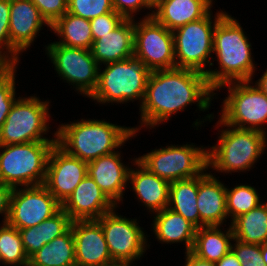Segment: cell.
I'll use <instances>...</instances> for the list:
<instances>
[{
    "label": "cell",
    "instance_id": "obj_1",
    "mask_svg": "<svg viewBox=\"0 0 267 266\" xmlns=\"http://www.w3.org/2000/svg\"><path fill=\"white\" fill-rule=\"evenodd\" d=\"M205 74L184 68L151 71L145 95L140 104L141 127L164 124L172 114L184 111L197 102L200 111L209 109L216 95ZM214 93V94H213Z\"/></svg>",
    "mask_w": 267,
    "mask_h": 266
},
{
    "label": "cell",
    "instance_id": "obj_2",
    "mask_svg": "<svg viewBox=\"0 0 267 266\" xmlns=\"http://www.w3.org/2000/svg\"><path fill=\"white\" fill-rule=\"evenodd\" d=\"M239 22L225 13L216 23L213 52L220 70H207L206 77L215 91L230 82L252 81L255 72L251 44Z\"/></svg>",
    "mask_w": 267,
    "mask_h": 266
},
{
    "label": "cell",
    "instance_id": "obj_3",
    "mask_svg": "<svg viewBox=\"0 0 267 266\" xmlns=\"http://www.w3.org/2000/svg\"><path fill=\"white\" fill-rule=\"evenodd\" d=\"M140 127L118 126L104 120H84L61 124L56 133V144L69 155L90 162L101 156L112 154Z\"/></svg>",
    "mask_w": 267,
    "mask_h": 266
},
{
    "label": "cell",
    "instance_id": "obj_4",
    "mask_svg": "<svg viewBox=\"0 0 267 266\" xmlns=\"http://www.w3.org/2000/svg\"><path fill=\"white\" fill-rule=\"evenodd\" d=\"M218 125L227 129L218 136V145L207 148V167L225 173L250 170L264 153L267 146L266 133L236 128L224 124L220 119Z\"/></svg>",
    "mask_w": 267,
    "mask_h": 266
},
{
    "label": "cell",
    "instance_id": "obj_5",
    "mask_svg": "<svg viewBox=\"0 0 267 266\" xmlns=\"http://www.w3.org/2000/svg\"><path fill=\"white\" fill-rule=\"evenodd\" d=\"M56 142L0 146V181L12 188L44 184L50 152Z\"/></svg>",
    "mask_w": 267,
    "mask_h": 266
},
{
    "label": "cell",
    "instance_id": "obj_6",
    "mask_svg": "<svg viewBox=\"0 0 267 266\" xmlns=\"http://www.w3.org/2000/svg\"><path fill=\"white\" fill-rule=\"evenodd\" d=\"M101 72L99 69L98 84L89 97L99 103H126L141 101L142 104L147 81L151 71L136 57L108 63Z\"/></svg>",
    "mask_w": 267,
    "mask_h": 266
},
{
    "label": "cell",
    "instance_id": "obj_7",
    "mask_svg": "<svg viewBox=\"0 0 267 266\" xmlns=\"http://www.w3.org/2000/svg\"><path fill=\"white\" fill-rule=\"evenodd\" d=\"M49 101H41L37 96L19 97L0 129V146L28 142H56L43 137L49 132ZM48 124V125H47Z\"/></svg>",
    "mask_w": 267,
    "mask_h": 266
},
{
    "label": "cell",
    "instance_id": "obj_8",
    "mask_svg": "<svg viewBox=\"0 0 267 266\" xmlns=\"http://www.w3.org/2000/svg\"><path fill=\"white\" fill-rule=\"evenodd\" d=\"M225 13L217 12L213 21L209 12L205 17L173 31L176 68L191 69L206 75L207 64L209 67L214 65L208 59L213 53L215 26Z\"/></svg>",
    "mask_w": 267,
    "mask_h": 266
},
{
    "label": "cell",
    "instance_id": "obj_9",
    "mask_svg": "<svg viewBox=\"0 0 267 266\" xmlns=\"http://www.w3.org/2000/svg\"><path fill=\"white\" fill-rule=\"evenodd\" d=\"M195 145L166 146L136 158L144 167L169 182L194 178L207 168V149Z\"/></svg>",
    "mask_w": 267,
    "mask_h": 266
},
{
    "label": "cell",
    "instance_id": "obj_10",
    "mask_svg": "<svg viewBox=\"0 0 267 266\" xmlns=\"http://www.w3.org/2000/svg\"><path fill=\"white\" fill-rule=\"evenodd\" d=\"M251 81L230 82L228 97L223 100L220 120L240 129H254L266 133L263 124L267 122V95Z\"/></svg>",
    "mask_w": 267,
    "mask_h": 266
},
{
    "label": "cell",
    "instance_id": "obj_11",
    "mask_svg": "<svg viewBox=\"0 0 267 266\" xmlns=\"http://www.w3.org/2000/svg\"><path fill=\"white\" fill-rule=\"evenodd\" d=\"M134 20V57L150 70L176 68L173 32L157 22L152 13Z\"/></svg>",
    "mask_w": 267,
    "mask_h": 266
},
{
    "label": "cell",
    "instance_id": "obj_12",
    "mask_svg": "<svg viewBox=\"0 0 267 266\" xmlns=\"http://www.w3.org/2000/svg\"><path fill=\"white\" fill-rule=\"evenodd\" d=\"M46 51L61 79L75 85L73 87H76V91L90 97L97 87L101 68L91 50L53 42L46 46Z\"/></svg>",
    "mask_w": 267,
    "mask_h": 266
},
{
    "label": "cell",
    "instance_id": "obj_13",
    "mask_svg": "<svg viewBox=\"0 0 267 266\" xmlns=\"http://www.w3.org/2000/svg\"><path fill=\"white\" fill-rule=\"evenodd\" d=\"M62 204L42 185L13 188L7 223L17 229L36 226L56 214Z\"/></svg>",
    "mask_w": 267,
    "mask_h": 266
},
{
    "label": "cell",
    "instance_id": "obj_14",
    "mask_svg": "<svg viewBox=\"0 0 267 266\" xmlns=\"http://www.w3.org/2000/svg\"><path fill=\"white\" fill-rule=\"evenodd\" d=\"M97 221L101 224L105 241L113 261L140 260L147 247V239L137 219H128L114 210L102 215Z\"/></svg>",
    "mask_w": 267,
    "mask_h": 266
},
{
    "label": "cell",
    "instance_id": "obj_15",
    "mask_svg": "<svg viewBox=\"0 0 267 266\" xmlns=\"http://www.w3.org/2000/svg\"><path fill=\"white\" fill-rule=\"evenodd\" d=\"M88 172V163L69 155L57 144L52 148L44 186L61 203L73 193Z\"/></svg>",
    "mask_w": 267,
    "mask_h": 266
},
{
    "label": "cell",
    "instance_id": "obj_16",
    "mask_svg": "<svg viewBox=\"0 0 267 266\" xmlns=\"http://www.w3.org/2000/svg\"><path fill=\"white\" fill-rule=\"evenodd\" d=\"M76 266H104L112 262L101 224L97 220L72 221Z\"/></svg>",
    "mask_w": 267,
    "mask_h": 266
},
{
    "label": "cell",
    "instance_id": "obj_17",
    "mask_svg": "<svg viewBox=\"0 0 267 266\" xmlns=\"http://www.w3.org/2000/svg\"><path fill=\"white\" fill-rule=\"evenodd\" d=\"M116 207L88 174L62 204L72 221L97 220Z\"/></svg>",
    "mask_w": 267,
    "mask_h": 266
},
{
    "label": "cell",
    "instance_id": "obj_18",
    "mask_svg": "<svg viewBox=\"0 0 267 266\" xmlns=\"http://www.w3.org/2000/svg\"><path fill=\"white\" fill-rule=\"evenodd\" d=\"M121 162L119 151L88 162L87 174L116 206L129 182L130 167Z\"/></svg>",
    "mask_w": 267,
    "mask_h": 266
},
{
    "label": "cell",
    "instance_id": "obj_19",
    "mask_svg": "<svg viewBox=\"0 0 267 266\" xmlns=\"http://www.w3.org/2000/svg\"><path fill=\"white\" fill-rule=\"evenodd\" d=\"M44 24L51 27L31 0H10V41L19 52L30 47Z\"/></svg>",
    "mask_w": 267,
    "mask_h": 266
},
{
    "label": "cell",
    "instance_id": "obj_20",
    "mask_svg": "<svg viewBox=\"0 0 267 266\" xmlns=\"http://www.w3.org/2000/svg\"><path fill=\"white\" fill-rule=\"evenodd\" d=\"M206 170L208 167L198 175L197 208L200 213V228L221 226L228 217L226 186L211 173H206Z\"/></svg>",
    "mask_w": 267,
    "mask_h": 266
},
{
    "label": "cell",
    "instance_id": "obj_21",
    "mask_svg": "<svg viewBox=\"0 0 267 266\" xmlns=\"http://www.w3.org/2000/svg\"><path fill=\"white\" fill-rule=\"evenodd\" d=\"M90 50L99 66L133 57L134 19H125L113 31L93 41Z\"/></svg>",
    "mask_w": 267,
    "mask_h": 266
},
{
    "label": "cell",
    "instance_id": "obj_22",
    "mask_svg": "<svg viewBox=\"0 0 267 266\" xmlns=\"http://www.w3.org/2000/svg\"><path fill=\"white\" fill-rule=\"evenodd\" d=\"M134 163L138 169L130 168L129 181L138 200L152 213L167 208L170 182L149 171L137 159H134Z\"/></svg>",
    "mask_w": 267,
    "mask_h": 266
},
{
    "label": "cell",
    "instance_id": "obj_23",
    "mask_svg": "<svg viewBox=\"0 0 267 266\" xmlns=\"http://www.w3.org/2000/svg\"><path fill=\"white\" fill-rule=\"evenodd\" d=\"M212 1L164 0L151 13L157 22L173 32L189 22H194L205 17L211 11Z\"/></svg>",
    "mask_w": 267,
    "mask_h": 266
},
{
    "label": "cell",
    "instance_id": "obj_24",
    "mask_svg": "<svg viewBox=\"0 0 267 266\" xmlns=\"http://www.w3.org/2000/svg\"><path fill=\"white\" fill-rule=\"evenodd\" d=\"M70 216L61 208L40 224L19 229L25 254L30 259L43 245L66 233L71 228Z\"/></svg>",
    "mask_w": 267,
    "mask_h": 266
},
{
    "label": "cell",
    "instance_id": "obj_25",
    "mask_svg": "<svg viewBox=\"0 0 267 266\" xmlns=\"http://www.w3.org/2000/svg\"><path fill=\"white\" fill-rule=\"evenodd\" d=\"M153 232L162 243H185V252L191 251L194 245L196 227L182 215L168 207L154 213Z\"/></svg>",
    "mask_w": 267,
    "mask_h": 266
},
{
    "label": "cell",
    "instance_id": "obj_26",
    "mask_svg": "<svg viewBox=\"0 0 267 266\" xmlns=\"http://www.w3.org/2000/svg\"><path fill=\"white\" fill-rule=\"evenodd\" d=\"M222 226H203L196 229L194 245L191 250L198 258L217 262L230 250L234 241V234L230 225L229 229L222 231Z\"/></svg>",
    "mask_w": 267,
    "mask_h": 266
},
{
    "label": "cell",
    "instance_id": "obj_27",
    "mask_svg": "<svg viewBox=\"0 0 267 266\" xmlns=\"http://www.w3.org/2000/svg\"><path fill=\"white\" fill-rule=\"evenodd\" d=\"M198 176L170 182L168 208L182 215L196 228H200L197 208Z\"/></svg>",
    "mask_w": 267,
    "mask_h": 266
},
{
    "label": "cell",
    "instance_id": "obj_28",
    "mask_svg": "<svg viewBox=\"0 0 267 266\" xmlns=\"http://www.w3.org/2000/svg\"><path fill=\"white\" fill-rule=\"evenodd\" d=\"M29 266H76L72 228L43 245L29 259Z\"/></svg>",
    "mask_w": 267,
    "mask_h": 266
},
{
    "label": "cell",
    "instance_id": "obj_29",
    "mask_svg": "<svg viewBox=\"0 0 267 266\" xmlns=\"http://www.w3.org/2000/svg\"><path fill=\"white\" fill-rule=\"evenodd\" d=\"M61 37L55 42L68 47L90 50L93 44L90 20L66 12L51 27Z\"/></svg>",
    "mask_w": 267,
    "mask_h": 266
},
{
    "label": "cell",
    "instance_id": "obj_30",
    "mask_svg": "<svg viewBox=\"0 0 267 266\" xmlns=\"http://www.w3.org/2000/svg\"><path fill=\"white\" fill-rule=\"evenodd\" d=\"M231 227L234 239L246 244L267 243V203H261L239 216L231 223Z\"/></svg>",
    "mask_w": 267,
    "mask_h": 266
},
{
    "label": "cell",
    "instance_id": "obj_31",
    "mask_svg": "<svg viewBox=\"0 0 267 266\" xmlns=\"http://www.w3.org/2000/svg\"><path fill=\"white\" fill-rule=\"evenodd\" d=\"M0 263L6 266H29L19 229L8 223H3L0 228Z\"/></svg>",
    "mask_w": 267,
    "mask_h": 266
},
{
    "label": "cell",
    "instance_id": "obj_32",
    "mask_svg": "<svg viewBox=\"0 0 267 266\" xmlns=\"http://www.w3.org/2000/svg\"><path fill=\"white\" fill-rule=\"evenodd\" d=\"M260 204L257 190L250 185H237L231 190L226 188L227 215L231 217V223Z\"/></svg>",
    "mask_w": 267,
    "mask_h": 266
},
{
    "label": "cell",
    "instance_id": "obj_33",
    "mask_svg": "<svg viewBox=\"0 0 267 266\" xmlns=\"http://www.w3.org/2000/svg\"><path fill=\"white\" fill-rule=\"evenodd\" d=\"M9 22L10 0H0V61L18 65L20 52L11 44Z\"/></svg>",
    "mask_w": 267,
    "mask_h": 266
},
{
    "label": "cell",
    "instance_id": "obj_34",
    "mask_svg": "<svg viewBox=\"0 0 267 266\" xmlns=\"http://www.w3.org/2000/svg\"><path fill=\"white\" fill-rule=\"evenodd\" d=\"M15 64H7L0 71V129L3 126L10 109L15 102Z\"/></svg>",
    "mask_w": 267,
    "mask_h": 266
},
{
    "label": "cell",
    "instance_id": "obj_35",
    "mask_svg": "<svg viewBox=\"0 0 267 266\" xmlns=\"http://www.w3.org/2000/svg\"><path fill=\"white\" fill-rule=\"evenodd\" d=\"M113 11L112 0H68L67 12L87 20Z\"/></svg>",
    "mask_w": 267,
    "mask_h": 266
},
{
    "label": "cell",
    "instance_id": "obj_36",
    "mask_svg": "<svg viewBox=\"0 0 267 266\" xmlns=\"http://www.w3.org/2000/svg\"><path fill=\"white\" fill-rule=\"evenodd\" d=\"M231 250L239 259L241 266H267L261 256L260 244H246L234 239Z\"/></svg>",
    "mask_w": 267,
    "mask_h": 266
},
{
    "label": "cell",
    "instance_id": "obj_37",
    "mask_svg": "<svg viewBox=\"0 0 267 266\" xmlns=\"http://www.w3.org/2000/svg\"><path fill=\"white\" fill-rule=\"evenodd\" d=\"M41 16L52 26L68 11V0H31Z\"/></svg>",
    "mask_w": 267,
    "mask_h": 266
},
{
    "label": "cell",
    "instance_id": "obj_38",
    "mask_svg": "<svg viewBox=\"0 0 267 266\" xmlns=\"http://www.w3.org/2000/svg\"><path fill=\"white\" fill-rule=\"evenodd\" d=\"M124 20L125 18L121 14L117 13L116 11L109 12L107 14L98 16L90 20L93 41L101 38L102 35H105L113 31Z\"/></svg>",
    "mask_w": 267,
    "mask_h": 266
},
{
    "label": "cell",
    "instance_id": "obj_39",
    "mask_svg": "<svg viewBox=\"0 0 267 266\" xmlns=\"http://www.w3.org/2000/svg\"><path fill=\"white\" fill-rule=\"evenodd\" d=\"M114 10L121 14L125 19H134L133 13L138 12L142 8H150L144 0H112Z\"/></svg>",
    "mask_w": 267,
    "mask_h": 266
},
{
    "label": "cell",
    "instance_id": "obj_40",
    "mask_svg": "<svg viewBox=\"0 0 267 266\" xmlns=\"http://www.w3.org/2000/svg\"><path fill=\"white\" fill-rule=\"evenodd\" d=\"M13 188L0 181V214H4L3 223H7L9 216L10 197Z\"/></svg>",
    "mask_w": 267,
    "mask_h": 266
},
{
    "label": "cell",
    "instance_id": "obj_41",
    "mask_svg": "<svg viewBox=\"0 0 267 266\" xmlns=\"http://www.w3.org/2000/svg\"><path fill=\"white\" fill-rule=\"evenodd\" d=\"M186 260L184 266H216V262H211L198 258L191 251L185 252Z\"/></svg>",
    "mask_w": 267,
    "mask_h": 266
},
{
    "label": "cell",
    "instance_id": "obj_42",
    "mask_svg": "<svg viewBox=\"0 0 267 266\" xmlns=\"http://www.w3.org/2000/svg\"><path fill=\"white\" fill-rule=\"evenodd\" d=\"M216 266H241L239 259L230 250L224 257L216 262Z\"/></svg>",
    "mask_w": 267,
    "mask_h": 266
},
{
    "label": "cell",
    "instance_id": "obj_43",
    "mask_svg": "<svg viewBox=\"0 0 267 266\" xmlns=\"http://www.w3.org/2000/svg\"><path fill=\"white\" fill-rule=\"evenodd\" d=\"M257 81L255 83L257 87L267 95V69L264 74H262V77Z\"/></svg>",
    "mask_w": 267,
    "mask_h": 266
},
{
    "label": "cell",
    "instance_id": "obj_44",
    "mask_svg": "<svg viewBox=\"0 0 267 266\" xmlns=\"http://www.w3.org/2000/svg\"><path fill=\"white\" fill-rule=\"evenodd\" d=\"M133 261H112L104 266H131Z\"/></svg>",
    "mask_w": 267,
    "mask_h": 266
},
{
    "label": "cell",
    "instance_id": "obj_45",
    "mask_svg": "<svg viewBox=\"0 0 267 266\" xmlns=\"http://www.w3.org/2000/svg\"><path fill=\"white\" fill-rule=\"evenodd\" d=\"M150 9H156L164 0H144Z\"/></svg>",
    "mask_w": 267,
    "mask_h": 266
},
{
    "label": "cell",
    "instance_id": "obj_46",
    "mask_svg": "<svg viewBox=\"0 0 267 266\" xmlns=\"http://www.w3.org/2000/svg\"><path fill=\"white\" fill-rule=\"evenodd\" d=\"M261 256L267 265V243L261 244Z\"/></svg>",
    "mask_w": 267,
    "mask_h": 266
},
{
    "label": "cell",
    "instance_id": "obj_47",
    "mask_svg": "<svg viewBox=\"0 0 267 266\" xmlns=\"http://www.w3.org/2000/svg\"><path fill=\"white\" fill-rule=\"evenodd\" d=\"M6 65H0V71L5 67Z\"/></svg>",
    "mask_w": 267,
    "mask_h": 266
},
{
    "label": "cell",
    "instance_id": "obj_48",
    "mask_svg": "<svg viewBox=\"0 0 267 266\" xmlns=\"http://www.w3.org/2000/svg\"><path fill=\"white\" fill-rule=\"evenodd\" d=\"M0 65H7V64H5L4 62L0 61Z\"/></svg>",
    "mask_w": 267,
    "mask_h": 266
}]
</instances>
